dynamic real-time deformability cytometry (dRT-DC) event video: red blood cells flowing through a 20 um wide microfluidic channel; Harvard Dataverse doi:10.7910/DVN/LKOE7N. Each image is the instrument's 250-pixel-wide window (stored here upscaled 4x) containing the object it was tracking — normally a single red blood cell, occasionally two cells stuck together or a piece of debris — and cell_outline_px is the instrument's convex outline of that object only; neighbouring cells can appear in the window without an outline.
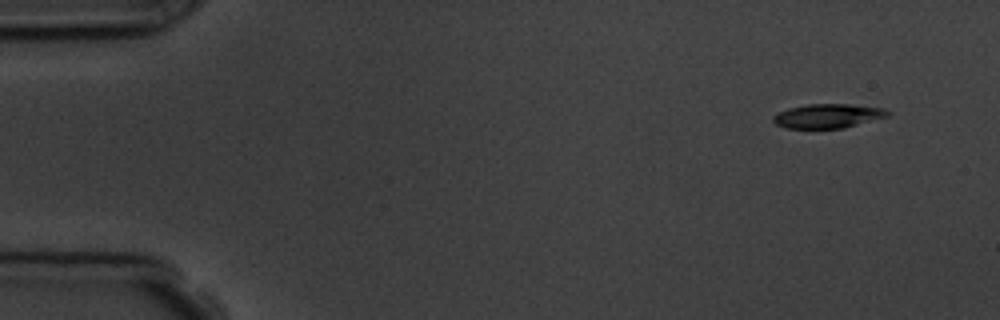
{"species": "common noctule bat (a hibernating species)", "species_latin": "Nyctalus noctula", "temperature_condition": "room temperature", "stored_images_in_passage": 5, "camera_frame_rate_fps": 3000, "um_per_image_px": 0.085, "animal": {"sex": "male", "body_mass_g": 19.5, "forearm_length_mm": 54.6}, "frame": {"image": 1, "passage_image": 1, "time_ms": 0.0, "image_size_px": [1000, 320], "cell_outline_px": [[892, 112], [888, 116], [844, 128], [784, 128], [776, 124], [772, 120], [772, 116], [788, 108], [808, 104], [848, 104], [884, 108]], "centroid_in_image_um": [70.37, 9.85], "position_along_channel_um": 14.6, "area_um2": 16.13}}
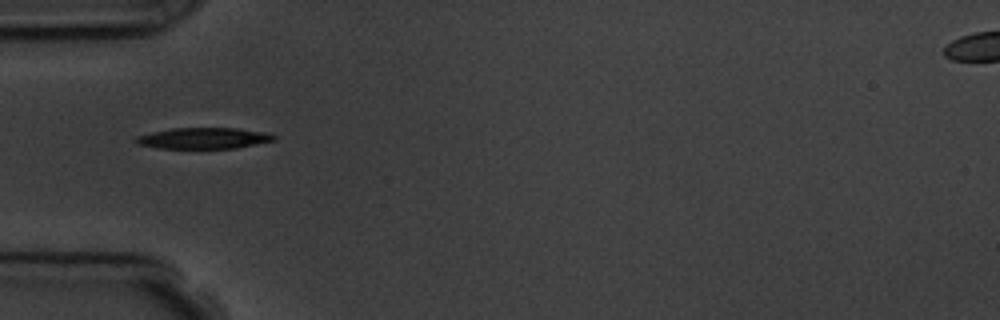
{"frame": {"image": 2, "passage_image": 4, "time_ms": 4.333, "image_size_px": [1000, 320], "cell_outline_px": [[276, 140], [236, 148], [160, 148], [136, 144], [132, 140], [136, 136], [152, 132], [172, 128], [236, 128], [264, 132], [276, 136]], "centroid_in_image_um": [17.27, 11.75], "position_along_channel_um": 67.7, "area_um2": 16.94}}